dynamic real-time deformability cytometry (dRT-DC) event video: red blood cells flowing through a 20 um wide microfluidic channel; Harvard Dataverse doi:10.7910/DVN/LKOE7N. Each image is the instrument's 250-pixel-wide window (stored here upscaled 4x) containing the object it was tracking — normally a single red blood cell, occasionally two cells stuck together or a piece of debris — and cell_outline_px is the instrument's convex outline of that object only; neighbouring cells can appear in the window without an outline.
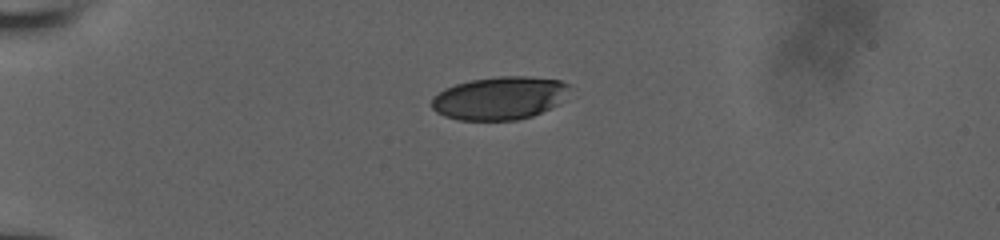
{"species": "human", "species_latin": "Homo sapiens", "temperature_condition": "room temperature", "stored_images_in_passage": 94, "camera_frame_rate_fps": 3000, "um_per_image_px": 0.085, "donor": {"sex": "male"}, "frame": {"image": 1, "passage_image": 1, "time_ms": 0.0, "image_size_px": [1000, 240], "cell_outline_px": [[568, 88], [564, 100], [532, 116], [516, 120], [460, 120], [444, 116], [436, 112], [432, 108], [432, 96], [444, 88], [456, 84], [472, 80], [500, 76], [528, 76], [560, 80], [568, 84]], "centroid_in_image_um": [42.43, 8.33], "position_along_channel_um": 42.6, "area_um2": 34.45}}
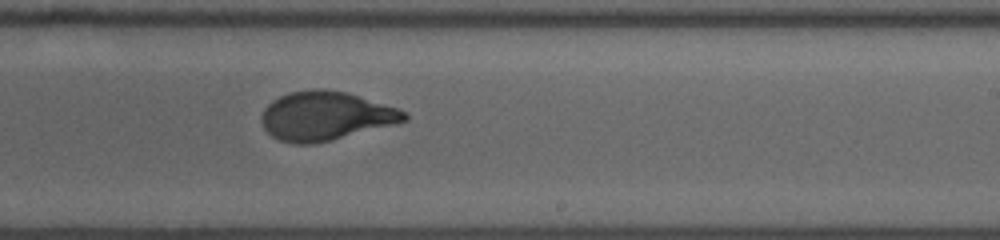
{"frame": {"image": 2, "passage_image": 49, "time_ms": 7.0, "image_size_px": [1000, 240], "cell_outline_px": [[408, 120], [332, 140], [312, 144], [296, 144], [280, 140], [272, 136], [264, 128], [260, 120], [260, 116], [264, 108], [272, 100], [280, 96], [292, 92], [316, 88], [324, 88], [348, 92], [400, 108], [408, 112]], "centroid_in_image_um": [27.68, 9.84], "position_along_channel_um": 261.3, "area_um2": 40.86}}
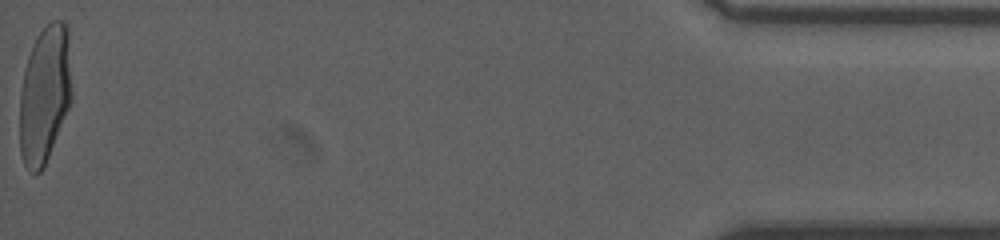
{"frame": {"image": 3, "passage_image": 92, "time_ms": 13.667, "image_size_px": [1000, 240], "cell_outline_px": [[72, 100], [48, 156], [40, 172], [36, 176], [28, 172], [24, 164], [20, 152], [20, 92], [24, 68], [32, 44], [36, 36], [52, 20], [64, 20], [68, 28], [72, 92]], "centroid_in_image_um": [3.8, 8.01], "position_along_channel_um": 431.4, "area_um2": 42.08}, "authors_computed_cell_mechanics": {"area_um2": 40.3444, "velocity_mm_per_s": 3.846, "shape_relaxation_time_tau1_ms": 4.5832, "shape_relaxation_time_tau2_ms": null, "deformation_change_tau1": 0.2193, "deformation_change_tau2": null}}